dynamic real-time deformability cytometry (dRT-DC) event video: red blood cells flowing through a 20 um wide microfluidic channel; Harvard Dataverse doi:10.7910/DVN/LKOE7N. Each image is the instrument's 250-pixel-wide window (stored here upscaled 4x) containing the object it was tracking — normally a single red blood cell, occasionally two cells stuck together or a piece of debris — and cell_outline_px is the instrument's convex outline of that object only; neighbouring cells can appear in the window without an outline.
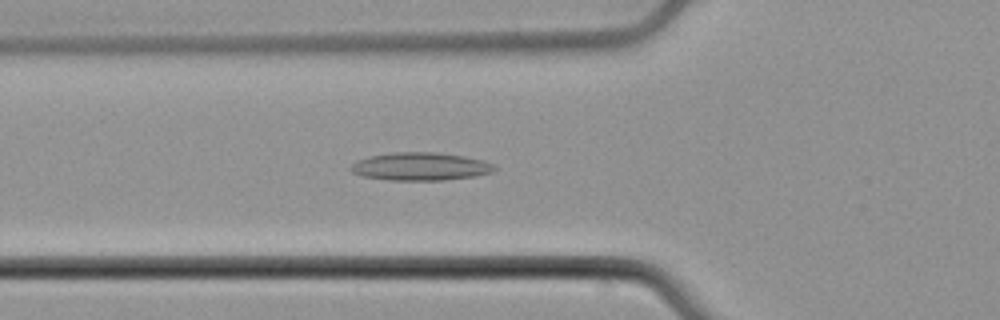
{"species": "common noctule bat (a hibernating species)", "species_latin": "Nyctalus noctula", "temperature_condition": "cold", "stored_images_in_passage": 43, "camera_frame_rate_fps": 3000, "um_per_image_px": 0.085, "animal": {"sex": "male", "body_mass_g": 21.5, "forearm_length_mm": 52.0}, "frame": {"image": 1, "passage_image": 8, "time_ms": 2.333, "image_size_px": [1000, 320], "cell_outline_px": [[496, 168], [492, 172], [476, 176], [444, 180], [388, 180], [364, 176], [352, 172], [348, 168], [356, 160], [372, 156], [392, 152], [436, 152], [464, 156], [484, 160], [492, 164]], "centroid_in_image_um": [35.73, 14.15], "position_along_channel_um": 90.1, "area_um2": 23.41}}
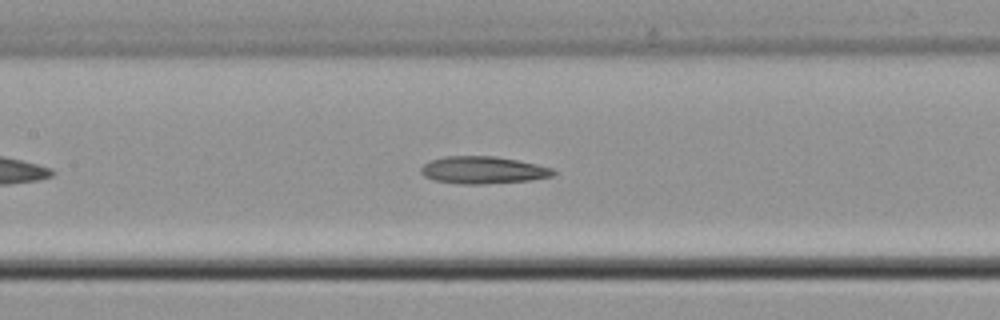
{"frame": {"image": 2, "passage_image": 14, "time_ms": 4.333, "image_size_px": [1000, 320], "cell_outline_px": [[556, 172], [552, 176], [528, 180], [480, 184], [464, 184], [436, 180], [424, 176], [420, 172], [420, 168], [424, 164], [432, 160], [444, 156], [496, 156], [536, 164], [552, 168]], "centroid_in_image_um": [41.04, 14.44], "position_along_channel_um": 166.4, "area_um2": 20.75}}
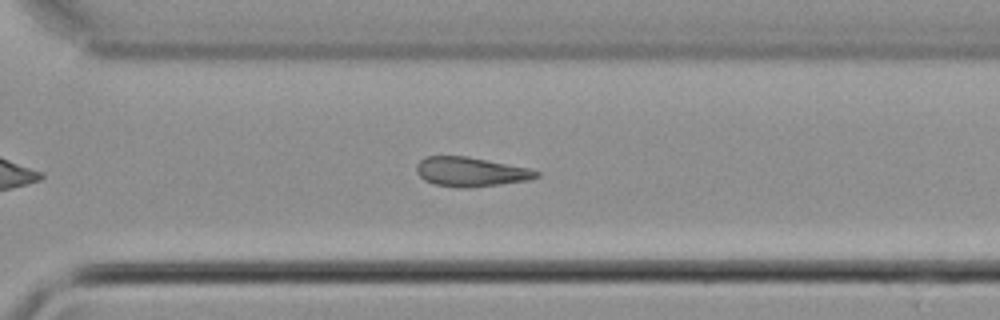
{"frame": {"image": 3, "passage_image": 27, "time_ms": 8.667, "image_size_px": [1000, 320], "cell_outline_px": [[540, 176], [528, 180], [500, 184], [468, 188], [456, 188], [436, 184], [424, 180], [416, 172], [416, 164], [424, 156], [468, 156], [528, 168], [540, 172]], "centroid_in_image_um": [39.98, 14.6], "position_along_channel_um": 330.6, "area_um2": 20.58}, "authors_computed_cell_mechanics": {"area_um2": 20.6924, "velocity_mm_per_s": 3.7944, "shape_relaxation_time_tau1_ms": null, "shape_relaxation_time_tau2_ms": 2.8995, "deformation_change_tau1": null, "deformation_change_tau2": 0.1102}}